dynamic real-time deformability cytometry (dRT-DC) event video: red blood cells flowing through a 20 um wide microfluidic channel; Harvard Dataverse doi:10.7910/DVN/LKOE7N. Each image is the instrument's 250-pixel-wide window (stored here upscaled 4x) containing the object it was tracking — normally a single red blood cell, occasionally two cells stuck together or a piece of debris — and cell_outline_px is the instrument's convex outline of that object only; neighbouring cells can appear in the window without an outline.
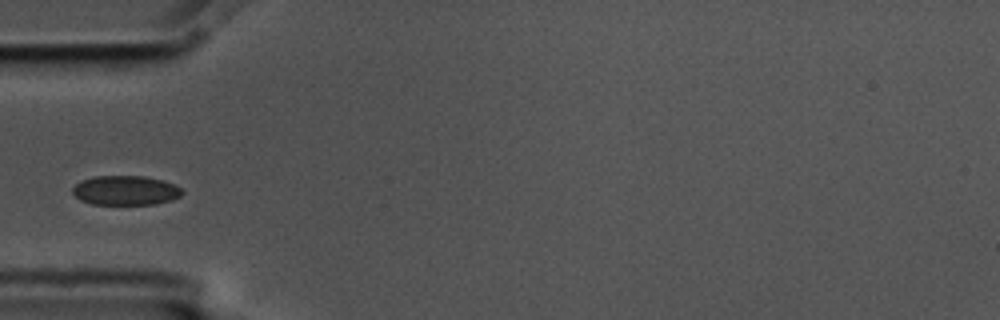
{"species": "common noctule bat (a hibernating species)", "species_latin": "Nyctalus noctula", "temperature_condition": "cold", "stored_images_in_passage": 4, "camera_frame_rate_fps": 3000, "um_per_image_px": 0.085, "animal": {"sex": "male", "body_mass_g": 17.5, "forearm_length_mm": 52.3}, "frame": {"image": 1, "passage_image": 4, "time_ms": 1.0, "image_size_px": [1000, 320], "cell_outline_px": [[184, 192], [180, 196], [156, 204], [92, 204], [80, 200], [72, 192], [72, 188], [80, 180], [96, 176], [144, 176], [164, 180], [180, 188]], "centroid_in_image_um": [10.64, 16.18], "position_along_channel_um": 74.4, "area_um2": 18.73}}